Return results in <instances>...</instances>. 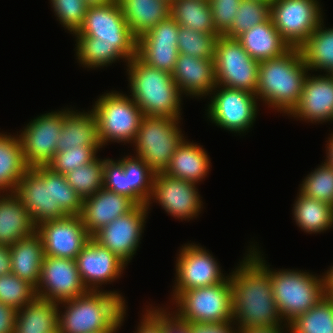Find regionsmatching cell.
<instances>
[{
  "instance_id": "6da1fadb",
  "label": "cell",
  "mask_w": 333,
  "mask_h": 333,
  "mask_svg": "<svg viewBox=\"0 0 333 333\" xmlns=\"http://www.w3.org/2000/svg\"><path fill=\"white\" fill-rule=\"evenodd\" d=\"M75 36L78 60L88 68L103 67L119 58L129 62L136 56L137 38L127 24L118 0L88 7L83 25Z\"/></svg>"
},
{
  "instance_id": "7a4b0ae2",
  "label": "cell",
  "mask_w": 333,
  "mask_h": 333,
  "mask_svg": "<svg viewBox=\"0 0 333 333\" xmlns=\"http://www.w3.org/2000/svg\"><path fill=\"white\" fill-rule=\"evenodd\" d=\"M260 254L251 251L229 276L231 280L233 320L241 328H264L281 325L271 283V270Z\"/></svg>"
},
{
  "instance_id": "3957f363",
  "label": "cell",
  "mask_w": 333,
  "mask_h": 333,
  "mask_svg": "<svg viewBox=\"0 0 333 333\" xmlns=\"http://www.w3.org/2000/svg\"><path fill=\"white\" fill-rule=\"evenodd\" d=\"M15 193L37 226L43 221L80 215L83 198L65 175L47 166L31 167L18 182Z\"/></svg>"
},
{
  "instance_id": "277c9868",
  "label": "cell",
  "mask_w": 333,
  "mask_h": 333,
  "mask_svg": "<svg viewBox=\"0 0 333 333\" xmlns=\"http://www.w3.org/2000/svg\"><path fill=\"white\" fill-rule=\"evenodd\" d=\"M64 314L58 316V333H99L118 330L124 320L125 301L115 291H91L65 300Z\"/></svg>"
},
{
  "instance_id": "5b68a950",
  "label": "cell",
  "mask_w": 333,
  "mask_h": 333,
  "mask_svg": "<svg viewBox=\"0 0 333 333\" xmlns=\"http://www.w3.org/2000/svg\"><path fill=\"white\" fill-rule=\"evenodd\" d=\"M308 67L298 48L281 57L259 62L256 97L289 114L298 103Z\"/></svg>"
},
{
  "instance_id": "8992f818",
  "label": "cell",
  "mask_w": 333,
  "mask_h": 333,
  "mask_svg": "<svg viewBox=\"0 0 333 333\" xmlns=\"http://www.w3.org/2000/svg\"><path fill=\"white\" fill-rule=\"evenodd\" d=\"M127 66L130 96L144 116L180 118L181 93L171 73L156 69L137 56Z\"/></svg>"
},
{
  "instance_id": "52a82bcc",
  "label": "cell",
  "mask_w": 333,
  "mask_h": 333,
  "mask_svg": "<svg viewBox=\"0 0 333 333\" xmlns=\"http://www.w3.org/2000/svg\"><path fill=\"white\" fill-rule=\"evenodd\" d=\"M274 300L282 319L288 324L306 313L324 296L323 277L298 270H271Z\"/></svg>"
},
{
  "instance_id": "ba28073f",
  "label": "cell",
  "mask_w": 333,
  "mask_h": 333,
  "mask_svg": "<svg viewBox=\"0 0 333 333\" xmlns=\"http://www.w3.org/2000/svg\"><path fill=\"white\" fill-rule=\"evenodd\" d=\"M175 301L179 306L176 316L183 322L207 324L233 321L229 276L215 285L185 290Z\"/></svg>"
},
{
  "instance_id": "9c48e42d",
  "label": "cell",
  "mask_w": 333,
  "mask_h": 333,
  "mask_svg": "<svg viewBox=\"0 0 333 333\" xmlns=\"http://www.w3.org/2000/svg\"><path fill=\"white\" fill-rule=\"evenodd\" d=\"M180 118L143 116L135 138L136 156L155 173L164 172L185 139L178 129ZM177 121V122H176Z\"/></svg>"
},
{
  "instance_id": "30bf717a",
  "label": "cell",
  "mask_w": 333,
  "mask_h": 333,
  "mask_svg": "<svg viewBox=\"0 0 333 333\" xmlns=\"http://www.w3.org/2000/svg\"><path fill=\"white\" fill-rule=\"evenodd\" d=\"M92 109L98 123V135L103 145L110 141L134 142L143 113L135 101L121 93L100 96ZM132 140V141H131Z\"/></svg>"
},
{
  "instance_id": "8fae6325",
  "label": "cell",
  "mask_w": 333,
  "mask_h": 333,
  "mask_svg": "<svg viewBox=\"0 0 333 333\" xmlns=\"http://www.w3.org/2000/svg\"><path fill=\"white\" fill-rule=\"evenodd\" d=\"M216 87L256 93L259 62L250 57L236 38L220 35L214 57ZM219 85V86H218Z\"/></svg>"
},
{
  "instance_id": "7c38bea8",
  "label": "cell",
  "mask_w": 333,
  "mask_h": 333,
  "mask_svg": "<svg viewBox=\"0 0 333 333\" xmlns=\"http://www.w3.org/2000/svg\"><path fill=\"white\" fill-rule=\"evenodd\" d=\"M320 10L317 0H272L270 3L273 24L291 48H299L323 23Z\"/></svg>"
},
{
  "instance_id": "4fadbf2b",
  "label": "cell",
  "mask_w": 333,
  "mask_h": 333,
  "mask_svg": "<svg viewBox=\"0 0 333 333\" xmlns=\"http://www.w3.org/2000/svg\"><path fill=\"white\" fill-rule=\"evenodd\" d=\"M87 291L78 272L76 260L44 255L36 297L60 303Z\"/></svg>"
},
{
  "instance_id": "5bb4252c",
  "label": "cell",
  "mask_w": 333,
  "mask_h": 333,
  "mask_svg": "<svg viewBox=\"0 0 333 333\" xmlns=\"http://www.w3.org/2000/svg\"><path fill=\"white\" fill-rule=\"evenodd\" d=\"M217 90L208 106V117L229 131L244 132L251 127L257 115L256 94L228 87Z\"/></svg>"
},
{
  "instance_id": "9a60e30c",
  "label": "cell",
  "mask_w": 333,
  "mask_h": 333,
  "mask_svg": "<svg viewBox=\"0 0 333 333\" xmlns=\"http://www.w3.org/2000/svg\"><path fill=\"white\" fill-rule=\"evenodd\" d=\"M63 126V111L41 115L19 135L25 162L31 167L47 166L57 150Z\"/></svg>"
},
{
  "instance_id": "2e32d148",
  "label": "cell",
  "mask_w": 333,
  "mask_h": 333,
  "mask_svg": "<svg viewBox=\"0 0 333 333\" xmlns=\"http://www.w3.org/2000/svg\"><path fill=\"white\" fill-rule=\"evenodd\" d=\"M36 232L41 237L44 255L74 260L91 238L80 215L43 221L36 226Z\"/></svg>"
},
{
  "instance_id": "e0dca14e",
  "label": "cell",
  "mask_w": 333,
  "mask_h": 333,
  "mask_svg": "<svg viewBox=\"0 0 333 333\" xmlns=\"http://www.w3.org/2000/svg\"><path fill=\"white\" fill-rule=\"evenodd\" d=\"M148 208L147 205H137L131 212L101 227L91 237L127 264L139 246Z\"/></svg>"
},
{
  "instance_id": "ac0fdd59",
  "label": "cell",
  "mask_w": 333,
  "mask_h": 333,
  "mask_svg": "<svg viewBox=\"0 0 333 333\" xmlns=\"http://www.w3.org/2000/svg\"><path fill=\"white\" fill-rule=\"evenodd\" d=\"M179 24L170 16L137 38L136 56L161 71H174L178 57Z\"/></svg>"
},
{
  "instance_id": "d6986e66",
  "label": "cell",
  "mask_w": 333,
  "mask_h": 333,
  "mask_svg": "<svg viewBox=\"0 0 333 333\" xmlns=\"http://www.w3.org/2000/svg\"><path fill=\"white\" fill-rule=\"evenodd\" d=\"M179 253L174 299L185 290L215 285L225 279L215 258L202 247L185 245Z\"/></svg>"
},
{
  "instance_id": "ffe728a7",
  "label": "cell",
  "mask_w": 333,
  "mask_h": 333,
  "mask_svg": "<svg viewBox=\"0 0 333 333\" xmlns=\"http://www.w3.org/2000/svg\"><path fill=\"white\" fill-rule=\"evenodd\" d=\"M195 185L196 183L158 172L154 177L151 198L154 196L170 215L189 220L197 216L202 206Z\"/></svg>"
},
{
  "instance_id": "44dd1931",
  "label": "cell",
  "mask_w": 333,
  "mask_h": 333,
  "mask_svg": "<svg viewBox=\"0 0 333 333\" xmlns=\"http://www.w3.org/2000/svg\"><path fill=\"white\" fill-rule=\"evenodd\" d=\"M76 263L84 286L91 291H96L98 284L117 279L126 265L116 254L92 237L77 255Z\"/></svg>"
},
{
  "instance_id": "7402d4cb",
  "label": "cell",
  "mask_w": 333,
  "mask_h": 333,
  "mask_svg": "<svg viewBox=\"0 0 333 333\" xmlns=\"http://www.w3.org/2000/svg\"><path fill=\"white\" fill-rule=\"evenodd\" d=\"M137 204L125 195L101 188L94 195L83 199L80 217L92 236L101 227L131 212Z\"/></svg>"
},
{
  "instance_id": "603a6c76",
  "label": "cell",
  "mask_w": 333,
  "mask_h": 333,
  "mask_svg": "<svg viewBox=\"0 0 333 333\" xmlns=\"http://www.w3.org/2000/svg\"><path fill=\"white\" fill-rule=\"evenodd\" d=\"M289 114L311 122L333 121V73L307 75L300 99Z\"/></svg>"
},
{
  "instance_id": "cb8c5ba5",
  "label": "cell",
  "mask_w": 333,
  "mask_h": 333,
  "mask_svg": "<svg viewBox=\"0 0 333 333\" xmlns=\"http://www.w3.org/2000/svg\"><path fill=\"white\" fill-rule=\"evenodd\" d=\"M172 78L182 95H208L216 87L214 59H202L179 53Z\"/></svg>"
},
{
  "instance_id": "d4e9b609",
  "label": "cell",
  "mask_w": 333,
  "mask_h": 333,
  "mask_svg": "<svg viewBox=\"0 0 333 333\" xmlns=\"http://www.w3.org/2000/svg\"><path fill=\"white\" fill-rule=\"evenodd\" d=\"M236 39L250 57L258 62L281 57L291 49L275 28L271 17L251 27Z\"/></svg>"
},
{
  "instance_id": "484cf974",
  "label": "cell",
  "mask_w": 333,
  "mask_h": 333,
  "mask_svg": "<svg viewBox=\"0 0 333 333\" xmlns=\"http://www.w3.org/2000/svg\"><path fill=\"white\" fill-rule=\"evenodd\" d=\"M35 231L36 225L19 196L15 192L0 196V245L10 247Z\"/></svg>"
},
{
  "instance_id": "4316f807",
  "label": "cell",
  "mask_w": 333,
  "mask_h": 333,
  "mask_svg": "<svg viewBox=\"0 0 333 333\" xmlns=\"http://www.w3.org/2000/svg\"><path fill=\"white\" fill-rule=\"evenodd\" d=\"M11 273L38 286L44 258V248L40 235L33 234L20 239L9 247Z\"/></svg>"
},
{
  "instance_id": "83f0119b",
  "label": "cell",
  "mask_w": 333,
  "mask_h": 333,
  "mask_svg": "<svg viewBox=\"0 0 333 333\" xmlns=\"http://www.w3.org/2000/svg\"><path fill=\"white\" fill-rule=\"evenodd\" d=\"M57 139L56 152H62L79 145L102 146L98 135L96 115L93 111L88 113L63 111L62 131Z\"/></svg>"
},
{
  "instance_id": "f1b7e54d",
  "label": "cell",
  "mask_w": 333,
  "mask_h": 333,
  "mask_svg": "<svg viewBox=\"0 0 333 333\" xmlns=\"http://www.w3.org/2000/svg\"><path fill=\"white\" fill-rule=\"evenodd\" d=\"M58 305L35 297L17 311L14 333H58Z\"/></svg>"
},
{
  "instance_id": "f546056e",
  "label": "cell",
  "mask_w": 333,
  "mask_h": 333,
  "mask_svg": "<svg viewBox=\"0 0 333 333\" xmlns=\"http://www.w3.org/2000/svg\"><path fill=\"white\" fill-rule=\"evenodd\" d=\"M118 2L136 38L170 16L168 0H118Z\"/></svg>"
},
{
  "instance_id": "4dcf8cb0",
  "label": "cell",
  "mask_w": 333,
  "mask_h": 333,
  "mask_svg": "<svg viewBox=\"0 0 333 333\" xmlns=\"http://www.w3.org/2000/svg\"><path fill=\"white\" fill-rule=\"evenodd\" d=\"M210 160L205 150L185 139L176 149L164 173L185 181L198 183L210 169Z\"/></svg>"
},
{
  "instance_id": "1f68e13d",
  "label": "cell",
  "mask_w": 333,
  "mask_h": 333,
  "mask_svg": "<svg viewBox=\"0 0 333 333\" xmlns=\"http://www.w3.org/2000/svg\"><path fill=\"white\" fill-rule=\"evenodd\" d=\"M30 169L24 159L19 137L0 134V192H15L18 182Z\"/></svg>"
},
{
  "instance_id": "d6a6232c",
  "label": "cell",
  "mask_w": 333,
  "mask_h": 333,
  "mask_svg": "<svg viewBox=\"0 0 333 333\" xmlns=\"http://www.w3.org/2000/svg\"><path fill=\"white\" fill-rule=\"evenodd\" d=\"M170 17L184 28L218 34L213 25L209 0H172Z\"/></svg>"
},
{
  "instance_id": "836d02e7",
  "label": "cell",
  "mask_w": 333,
  "mask_h": 333,
  "mask_svg": "<svg viewBox=\"0 0 333 333\" xmlns=\"http://www.w3.org/2000/svg\"><path fill=\"white\" fill-rule=\"evenodd\" d=\"M320 23L312 35L298 48L308 70L322 69L333 73V28L324 30Z\"/></svg>"
},
{
  "instance_id": "e575fe53",
  "label": "cell",
  "mask_w": 333,
  "mask_h": 333,
  "mask_svg": "<svg viewBox=\"0 0 333 333\" xmlns=\"http://www.w3.org/2000/svg\"><path fill=\"white\" fill-rule=\"evenodd\" d=\"M294 220L306 232L318 233L333 225V206L299 193L294 205Z\"/></svg>"
},
{
  "instance_id": "d590c367",
  "label": "cell",
  "mask_w": 333,
  "mask_h": 333,
  "mask_svg": "<svg viewBox=\"0 0 333 333\" xmlns=\"http://www.w3.org/2000/svg\"><path fill=\"white\" fill-rule=\"evenodd\" d=\"M123 164V170L127 174L128 187H130V199L137 205L149 207L155 172L139 157H124L119 160Z\"/></svg>"
},
{
  "instance_id": "8d00e7d4",
  "label": "cell",
  "mask_w": 333,
  "mask_h": 333,
  "mask_svg": "<svg viewBox=\"0 0 333 333\" xmlns=\"http://www.w3.org/2000/svg\"><path fill=\"white\" fill-rule=\"evenodd\" d=\"M290 333H333V299H322L288 324Z\"/></svg>"
},
{
  "instance_id": "74e56055",
  "label": "cell",
  "mask_w": 333,
  "mask_h": 333,
  "mask_svg": "<svg viewBox=\"0 0 333 333\" xmlns=\"http://www.w3.org/2000/svg\"><path fill=\"white\" fill-rule=\"evenodd\" d=\"M270 3L260 0H242L231 27L223 36L237 38L251 27L266 21L270 17Z\"/></svg>"
},
{
  "instance_id": "f35d334b",
  "label": "cell",
  "mask_w": 333,
  "mask_h": 333,
  "mask_svg": "<svg viewBox=\"0 0 333 333\" xmlns=\"http://www.w3.org/2000/svg\"><path fill=\"white\" fill-rule=\"evenodd\" d=\"M104 160L97 157L90 163L65 174L68 184L83 198L103 188Z\"/></svg>"
},
{
  "instance_id": "ab89813d",
  "label": "cell",
  "mask_w": 333,
  "mask_h": 333,
  "mask_svg": "<svg viewBox=\"0 0 333 333\" xmlns=\"http://www.w3.org/2000/svg\"><path fill=\"white\" fill-rule=\"evenodd\" d=\"M219 36L179 26L178 52L202 59H214Z\"/></svg>"
},
{
  "instance_id": "60d3db41",
  "label": "cell",
  "mask_w": 333,
  "mask_h": 333,
  "mask_svg": "<svg viewBox=\"0 0 333 333\" xmlns=\"http://www.w3.org/2000/svg\"><path fill=\"white\" fill-rule=\"evenodd\" d=\"M36 297V288L29 282L9 273L0 275V302L19 310Z\"/></svg>"
},
{
  "instance_id": "b9f144b4",
  "label": "cell",
  "mask_w": 333,
  "mask_h": 333,
  "mask_svg": "<svg viewBox=\"0 0 333 333\" xmlns=\"http://www.w3.org/2000/svg\"><path fill=\"white\" fill-rule=\"evenodd\" d=\"M300 193L333 206V168L325 162L311 172L301 184Z\"/></svg>"
},
{
  "instance_id": "7bdbcfd3",
  "label": "cell",
  "mask_w": 333,
  "mask_h": 333,
  "mask_svg": "<svg viewBox=\"0 0 333 333\" xmlns=\"http://www.w3.org/2000/svg\"><path fill=\"white\" fill-rule=\"evenodd\" d=\"M101 147L79 145L62 152H56L53 159L47 164V167L56 173L65 175L73 169L92 162L96 158L97 150Z\"/></svg>"
},
{
  "instance_id": "ee69618b",
  "label": "cell",
  "mask_w": 333,
  "mask_h": 333,
  "mask_svg": "<svg viewBox=\"0 0 333 333\" xmlns=\"http://www.w3.org/2000/svg\"><path fill=\"white\" fill-rule=\"evenodd\" d=\"M61 24L74 34L82 27L87 5L84 0H51Z\"/></svg>"
},
{
  "instance_id": "f6af8a7d",
  "label": "cell",
  "mask_w": 333,
  "mask_h": 333,
  "mask_svg": "<svg viewBox=\"0 0 333 333\" xmlns=\"http://www.w3.org/2000/svg\"><path fill=\"white\" fill-rule=\"evenodd\" d=\"M242 0H209L213 25L219 35H223L232 25Z\"/></svg>"
},
{
  "instance_id": "bcb514c9",
  "label": "cell",
  "mask_w": 333,
  "mask_h": 333,
  "mask_svg": "<svg viewBox=\"0 0 333 333\" xmlns=\"http://www.w3.org/2000/svg\"><path fill=\"white\" fill-rule=\"evenodd\" d=\"M103 188L130 198L127 174H125L123 164L120 161L104 159Z\"/></svg>"
},
{
  "instance_id": "7dc6e473",
  "label": "cell",
  "mask_w": 333,
  "mask_h": 333,
  "mask_svg": "<svg viewBox=\"0 0 333 333\" xmlns=\"http://www.w3.org/2000/svg\"><path fill=\"white\" fill-rule=\"evenodd\" d=\"M146 311L148 313L146 312V315L143 317L139 328H137V333H163V328L161 327V309Z\"/></svg>"
},
{
  "instance_id": "c3c4849f",
  "label": "cell",
  "mask_w": 333,
  "mask_h": 333,
  "mask_svg": "<svg viewBox=\"0 0 333 333\" xmlns=\"http://www.w3.org/2000/svg\"><path fill=\"white\" fill-rule=\"evenodd\" d=\"M165 310H161V327L163 333H189V323L181 321L176 315L169 316Z\"/></svg>"
},
{
  "instance_id": "681fc988",
  "label": "cell",
  "mask_w": 333,
  "mask_h": 333,
  "mask_svg": "<svg viewBox=\"0 0 333 333\" xmlns=\"http://www.w3.org/2000/svg\"><path fill=\"white\" fill-rule=\"evenodd\" d=\"M231 323H189V333H237Z\"/></svg>"
},
{
  "instance_id": "f907efd6",
  "label": "cell",
  "mask_w": 333,
  "mask_h": 333,
  "mask_svg": "<svg viewBox=\"0 0 333 333\" xmlns=\"http://www.w3.org/2000/svg\"><path fill=\"white\" fill-rule=\"evenodd\" d=\"M17 310L0 302V333H14Z\"/></svg>"
},
{
  "instance_id": "816d5d0a",
  "label": "cell",
  "mask_w": 333,
  "mask_h": 333,
  "mask_svg": "<svg viewBox=\"0 0 333 333\" xmlns=\"http://www.w3.org/2000/svg\"><path fill=\"white\" fill-rule=\"evenodd\" d=\"M11 273L9 246L0 245V275Z\"/></svg>"
},
{
  "instance_id": "f5cc1de1",
  "label": "cell",
  "mask_w": 333,
  "mask_h": 333,
  "mask_svg": "<svg viewBox=\"0 0 333 333\" xmlns=\"http://www.w3.org/2000/svg\"><path fill=\"white\" fill-rule=\"evenodd\" d=\"M281 327H264V328H241L238 333H283Z\"/></svg>"
},
{
  "instance_id": "db71d44e",
  "label": "cell",
  "mask_w": 333,
  "mask_h": 333,
  "mask_svg": "<svg viewBox=\"0 0 333 333\" xmlns=\"http://www.w3.org/2000/svg\"><path fill=\"white\" fill-rule=\"evenodd\" d=\"M326 274L323 276L324 295L331 296L333 294V266Z\"/></svg>"
},
{
  "instance_id": "11a10c76",
  "label": "cell",
  "mask_w": 333,
  "mask_h": 333,
  "mask_svg": "<svg viewBox=\"0 0 333 333\" xmlns=\"http://www.w3.org/2000/svg\"><path fill=\"white\" fill-rule=\"evenodd\" d=\"M329 147L327 146V149H328V156H327V159H326V164L329 165L330 167L333 168V134H332V137H330L329 139Z\"/></svg>"
},
{
  "instance_id": "9f6ffc18",
  "label": "cell",
  "mask_w": 333,
  "mask_h": 333,
  "mask_svg": "<svg viewBox=\"0 0 333 333\" xmlns=\"http://www.w3.org/2000/svg\"><path fill=\"white\" fill-rule=\"evenodd\" d=\"M87 7L103 6L114 2L115 0H84Z\"/></svg>"
},
{
  "instance_id": "6f0895ef",
  "label": "cell",
  "mask_w": 333,
  "mask_h": 333,
  "mask_svg": "<svg viewBox=\"0 0 333 333\" xmlns=\"http://www.w3.org/2000/svg\"><path fill=\"white\" fill-rule=\"evenodd\" d=\"M114 332H116V330L102 331V332H99V333H114Z\"/></svg>"
},
{
  "instance_id": "680465c9",
  "label": "cell",
  "mask_w": 333,
  "mask_h": 333,
  "mask_svg": "<svg viewBox=\"0 0 333 333\" xmlns=\"http://www.w3.org/2000/svg\"><path fill=\"white\" fill-rule=\"evenodd\" d=\"M260 1H267V2H271L272 0H260Z\"/></svg>"
}]
</instances>
